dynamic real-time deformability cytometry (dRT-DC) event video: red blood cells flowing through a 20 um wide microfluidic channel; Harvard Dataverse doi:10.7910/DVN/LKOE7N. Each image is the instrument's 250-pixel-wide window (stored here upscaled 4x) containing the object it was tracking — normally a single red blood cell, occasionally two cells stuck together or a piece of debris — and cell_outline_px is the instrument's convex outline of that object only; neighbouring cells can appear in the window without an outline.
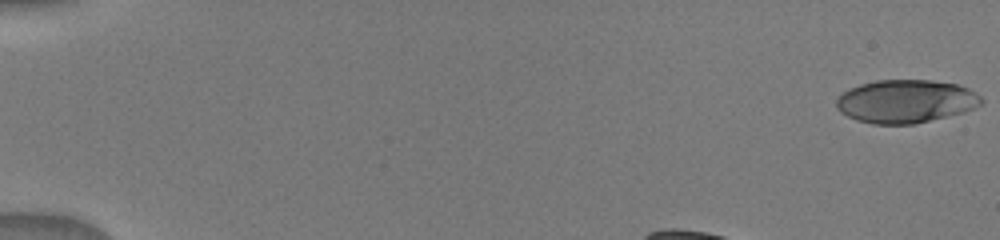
{"species": "human", "species_latin": "Homo sapiens", "temperature_condition": "warm", "stored_images_in_passage": 18, "camera_frame_rate_fps": 3000, "um_per_image_px": 0.085, "donor": {"sex": "male"}, "frame": {"image": 1, "passage_image": 1, "time_ms": 0.0, "image_size_px": [1000, 240], "cell_outline_px": [[984, 104], [964, 112], [912, 124], [872, 124], [856, 120], [840, 112], [836, 108], [836, 100], [848, 88], [860, 84], [876, 80], [932, 80], [956, 84], [968, 88], [980, 96], [984, 100]], "centroid_in_image_um": [76.99, 8.61], "position_along_channel_um": 8.0, "area_um2": 36.53}}
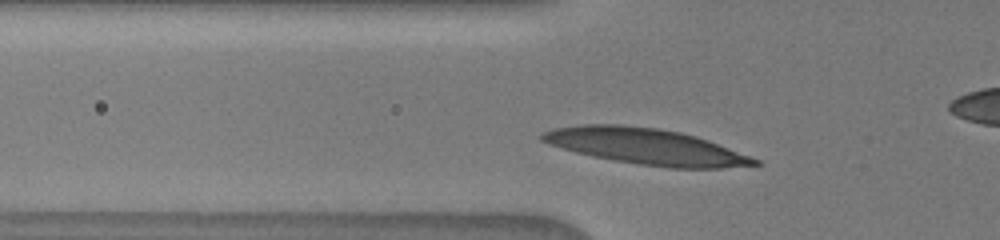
{"frame": {"image": 2, "passage_image": 12, "time_ms": 4.0, "image_size_px": [1000, 240], "cell_outline_px": [[760, 164], [720, 168], [668, 168], [640, 164], [592, 156], [576, 152], [548, 144], [540, 140], [540, 136], [544, 132], [552, 128], [580, 124], [620, 124], [660, 128], [680, 132], [696, 136], [708, 140], [760, 160]], "centroid_in_image_um": [54.87, 12.43], "position_along_channel_um": 70.9, "area_um2": 44.39}}
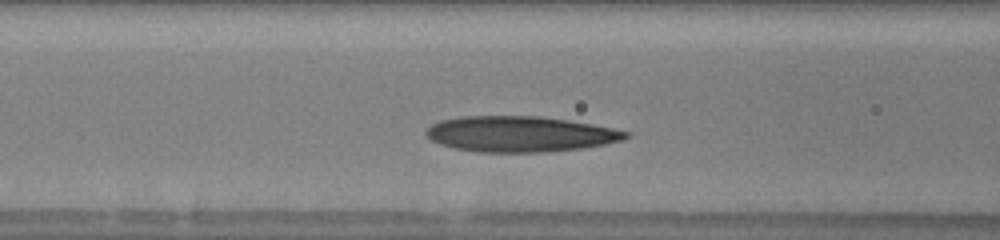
{"frame": {"image": 3, "passage_image": 15, "time_ms": 5.333, "image_size_px": [1000, 240], "cell_outline_px": [[632, 132], [624, 140], [584, 148], [544, 152], [476, 152], [456, 148], [440, 144], [432, 140], [424, 132], [432, 124], [440, 120], [460, 116], [536, 116], [568, 120], [592, 124]], "centroid_in_image_um": [44.22, 11.39], "position_along_channel_um": 122.4, "area_um2": 41.5}}